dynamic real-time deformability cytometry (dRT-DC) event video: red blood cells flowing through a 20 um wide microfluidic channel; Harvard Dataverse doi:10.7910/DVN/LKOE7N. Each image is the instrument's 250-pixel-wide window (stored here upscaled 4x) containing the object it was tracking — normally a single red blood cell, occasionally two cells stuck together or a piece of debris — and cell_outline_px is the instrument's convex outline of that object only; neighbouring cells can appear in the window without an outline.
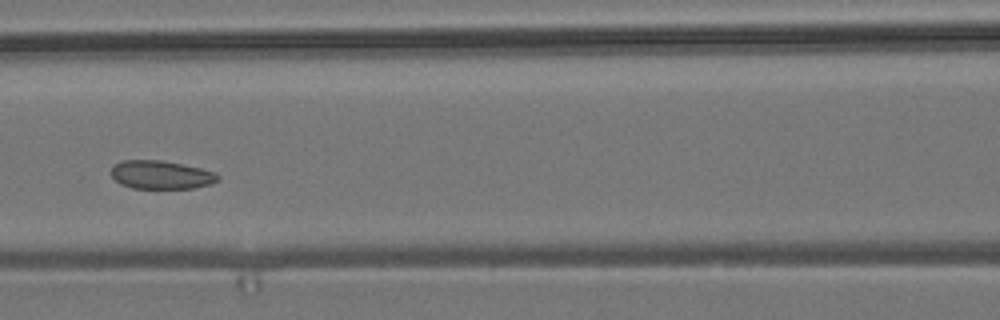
{"species": "common noctule bat (a hibernating species)", "species_latin": "Nyctalus noctula", "temperature_condition": "room temperature", "stored_images_in_passage": 13, "camera_frame_rate_fps": 3000, "um_per_image_px": 0.085, "animal": {"sex": "male", "body_mass_g": 19.2, "forearm_length_mm": 51.8}, "frame": {"image": 1, "passage_image": 4, "time_ms": 1.0, "image_size_px": [1000, 320], "cell_outline_px": [[220, 180], [212, 184], [196, 188], [132, 188], [120, 184], [112, 176], [112, 164], [120, 160], [160, 160], [200, 168], [216, 172], [220, 176]], "centroid_in_image_um": [13.71, 14.86], "position_along_channel_um": 152.9, "area_um2": 17.8}}
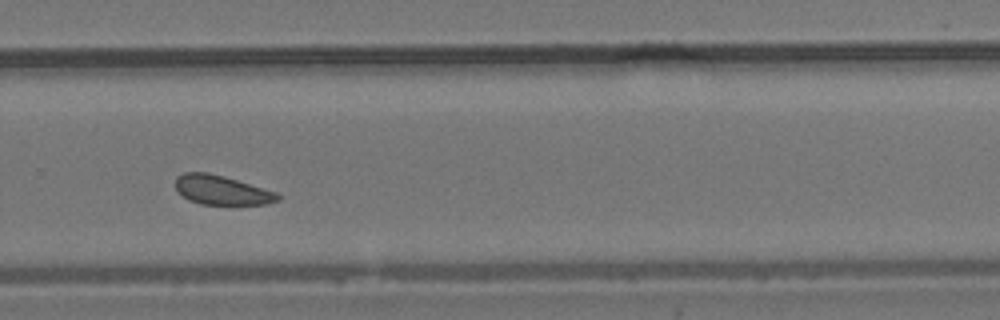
{"frame": {"image": 2, "passage_image": 8, "time_ms": 2.333, "image_size_px": [1000, 320], "cell_outline_px": [[280, 200], [268, 204], [200, 204], [188, 200], [176, 188], [176, 176], [184, 172], [208, 172], [224, 176], [264, 188], [276, 192], [280, 196]], "centroid_in_image_um": [18.85, 16.15], "position_along_channel_um": 311.0, "area_um2": 17.4}}
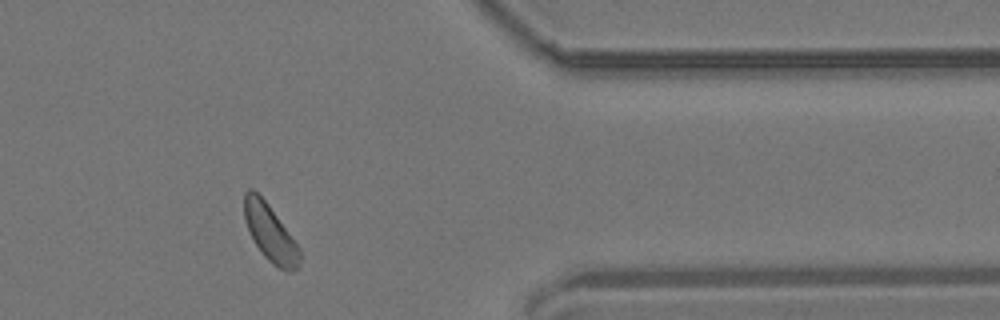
{"frame": {"image": 3, "passage_image": 10, "time_ms": 3.0, "image_size_px": [1000, 320], "cell_outline_px": [[300, 264], [292, 272], [288, 272], [272, 264], [264, 256], [256, 244], [244, 220], [244, 192], [248, 188], [252, 188], [268, 204], [300, 248]], "centroid_in_image_um": [22.96, 19.81], "position_along_channel_um": 388.4, "area_um2": 18.09}}